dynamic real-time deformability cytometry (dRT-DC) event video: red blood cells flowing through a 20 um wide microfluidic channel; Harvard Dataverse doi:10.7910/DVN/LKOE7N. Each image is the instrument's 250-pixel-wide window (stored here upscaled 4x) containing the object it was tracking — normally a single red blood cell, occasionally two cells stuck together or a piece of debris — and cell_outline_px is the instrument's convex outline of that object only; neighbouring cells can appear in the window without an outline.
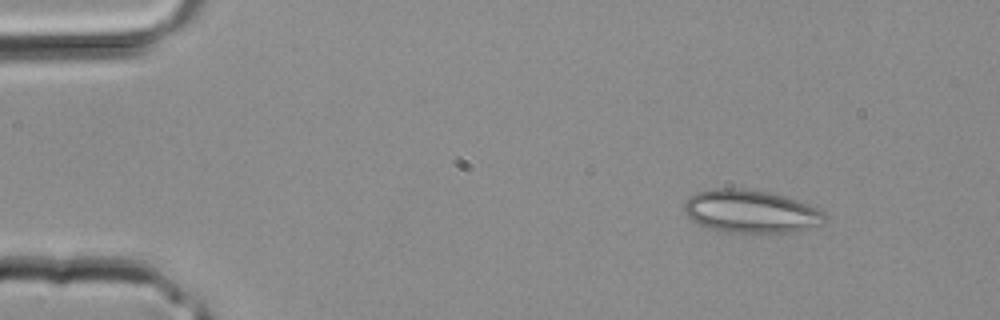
{"species": "common noctule bat (a hibernating species)", "species_latin": "Nyctalus noctula", "temperature_condition": "room temperature", "stored_images_in_passage": 3, "camera_frame_rate_fps": 3000, "um_per_image_px": 0.085, "animal": {"sex": "male", "body_mass_g": 20.4}, "frame": {"image": 1, "passage_image": 3, "time_ms": 0.667, "image_size_px": [1000, 320], "cell_outline_px": [[824, 220], [820, 224], [792, 232], [728, 232], [704, 228], [692, 220], [684, 212], [684, 204], [696, 192], [712, 188], [744, 188], [768, 192], [784, 196], [796, 200], [816, 208], [824, 212]], "centroid_in_image_um": [63.76, 17.96], "position_along_channel_um": 21.2, "area_um2": 34.85}}